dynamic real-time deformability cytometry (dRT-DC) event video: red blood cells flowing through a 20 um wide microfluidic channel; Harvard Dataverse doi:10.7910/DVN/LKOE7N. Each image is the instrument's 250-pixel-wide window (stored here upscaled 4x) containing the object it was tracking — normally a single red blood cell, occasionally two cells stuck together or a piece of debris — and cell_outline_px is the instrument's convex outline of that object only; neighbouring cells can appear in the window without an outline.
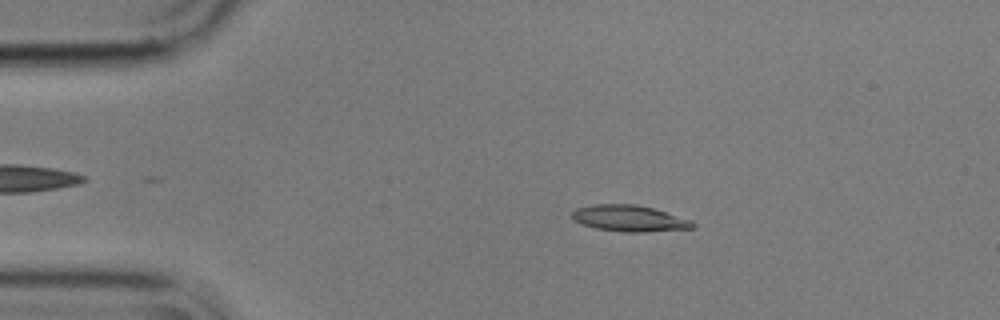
{"species": "common noctule bat (a hibernating species)", "species_latin": "Nyctalus noctula", "temperature_condition": "cold", "stored_images_in_passage": 4, "segment_of_instrument_passage": [1, 2], "camera_frame_rate_fps": 3000, "um_per_image_px": 0.085, "animal": {"sex": "male", "body_mass_g": 17.9}, "frame": {"image": 1, "passage_image": 3, "time_ms": 0.667, "image_size_px": [1000, 320], "cell_outline_px": [[696, 224], [692, 228], [644, 232], [624, 232], [596, 228], [580, 224], [572, 216], [572, 212], [576, 208], [592, 204], [636, 204], [652, 208], [692, 220]], "centroid_in_image_um": [53.48, 18.56], "position_along_channel_um": 31.5, "area_um2": 18.38}}